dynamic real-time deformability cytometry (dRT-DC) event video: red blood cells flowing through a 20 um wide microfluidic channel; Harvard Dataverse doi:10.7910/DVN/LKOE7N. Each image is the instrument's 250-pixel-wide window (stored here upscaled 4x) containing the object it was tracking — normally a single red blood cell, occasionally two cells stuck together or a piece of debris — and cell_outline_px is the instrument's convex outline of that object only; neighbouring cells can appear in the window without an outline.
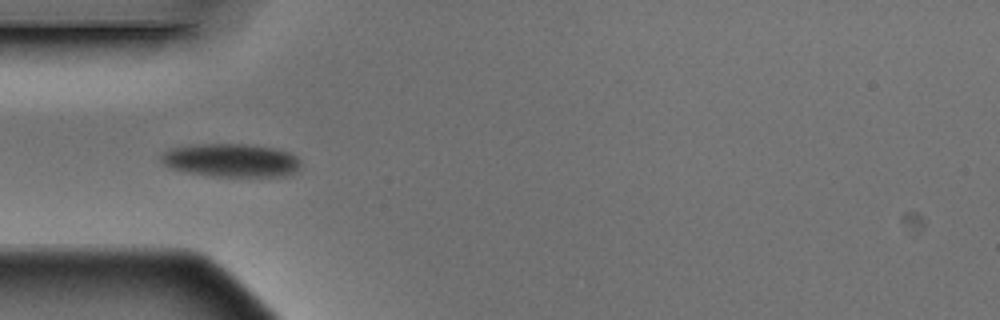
{"species": "Egyptian fruit bat (a non-hibernating species)", "species_latin": "Rousettus aegyptiacus", "temperature_condition": "warm", "stored_images_in_passage": 5, "camera_frame_rate_fps": 3000, "um_per_image_px": 0.085, "animal": {"sex": "male"}, "frame": {"image": 1, "passage_image": 5, "time_ms": 1.333, "image_size_px": [1000, 320], "cell_outline_px": [[300, 168], [296, 172], [288, 176], [208, 176], [184, 172], [172, 168], [164, 164], [160, 160], [160, 156], [164, 152], [172, 148], [196, 144], [244, 144], [272, 148], [288, 152], [296, 156], [300, 160]], "centroid_in_image_um": [19.65, 13.64], "position_along_channel_um": 65.4, "area_um2": 27.17}}